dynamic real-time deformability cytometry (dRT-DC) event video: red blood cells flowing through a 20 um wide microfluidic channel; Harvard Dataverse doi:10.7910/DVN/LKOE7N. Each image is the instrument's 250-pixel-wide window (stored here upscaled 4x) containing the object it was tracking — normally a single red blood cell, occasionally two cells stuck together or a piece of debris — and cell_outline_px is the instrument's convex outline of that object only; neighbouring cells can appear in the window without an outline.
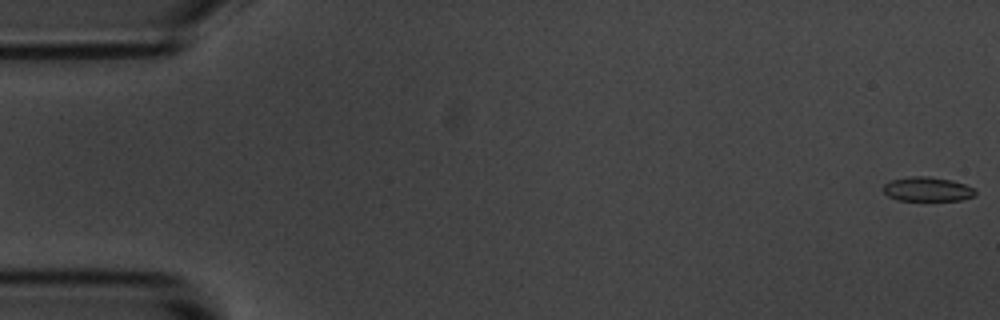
{"species": "common noctule bat (a hibernating species)", "species_latin": "Nyctalus noctula", "temperature_condition": "room temperature", "stored_images_in_passage": 55, "camera_frame_rate_fps": 3000, "um_per_image_px": 0.085, "animal": {"sex": "male", "body_mass_g": 20.1, "forearm_length_mm": 53.5}, "frame": {"image": 1, "passage_image": 1, "time_ms": 0.0, "image_size_px": [1000, 320], "cell_outline_px": [[976, 196], [960, 200], [896, 200], [888, 196], [884, 192], [884, 184], [892, 180], [912, 176], [928, 176], [952, 180], [964, 184], [972, 188], [976, 192]], "centroid_in_image_um": [78.83, 16.08], "position_along_channel_um": 6.2, "area_um2": 12.95}}
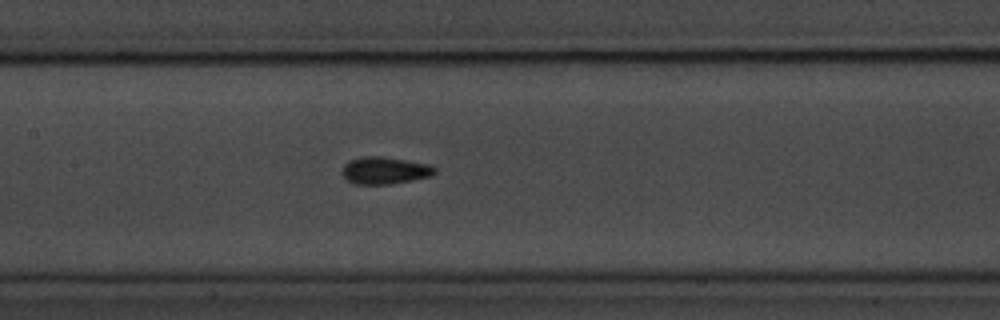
{"frame": {"image": 2, "passage_image": 26, "time_ms": 8.333, "image_size_px": [1000, 320], "cell_outline_px": [[436, 172], [432, 176], [392, 184], [356, 184], [348, 180], [340, 172], [344, 164], [348, 160], [360, 156], [380, 156], [428, 164], [436, 168]], "centroid_in_image_um": [32.67, 14.48], "position_along_channel_um": 174.7, "area_um2": 14.74}}
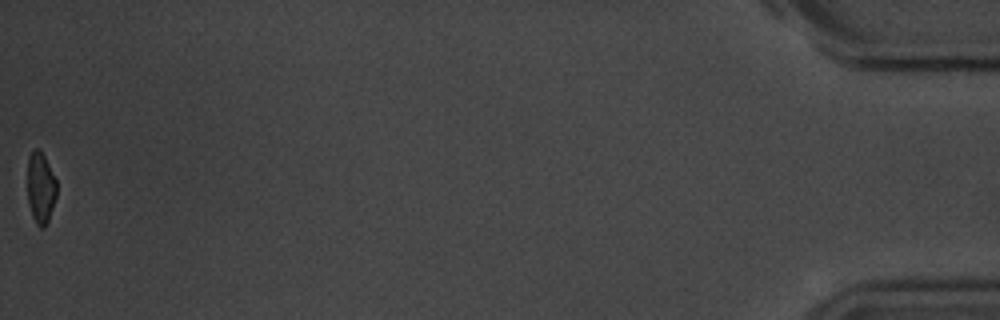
{"frame": {"image": 3, "passage_image": 55, "time_ms": 18.0, "image_size_px": [1000, 320], "cell_outline_px": [[56, 196], [48, 220], [44, 228], [40, 228], [36, 224], [32, 216], [28, 204], [28, 156], [36, 148], [40, 148], [56, 180]], "centroid_in_image_um": [3.44, 15.97], "position_along_channel_um": 431.8, "area_um2": 12.02}, "authors_computed_cell_mechanics": {"area_um2": 13.7564, "velocity_mm_per_s": 3.6972, "shape_relaxation_time_tau1_ms": 3.0311, "shape_relaxation_time_tau2_ms": 1.8739, "deformation_change_tau1": 0.0829, "deformation_change_tau2": 0.0605}}